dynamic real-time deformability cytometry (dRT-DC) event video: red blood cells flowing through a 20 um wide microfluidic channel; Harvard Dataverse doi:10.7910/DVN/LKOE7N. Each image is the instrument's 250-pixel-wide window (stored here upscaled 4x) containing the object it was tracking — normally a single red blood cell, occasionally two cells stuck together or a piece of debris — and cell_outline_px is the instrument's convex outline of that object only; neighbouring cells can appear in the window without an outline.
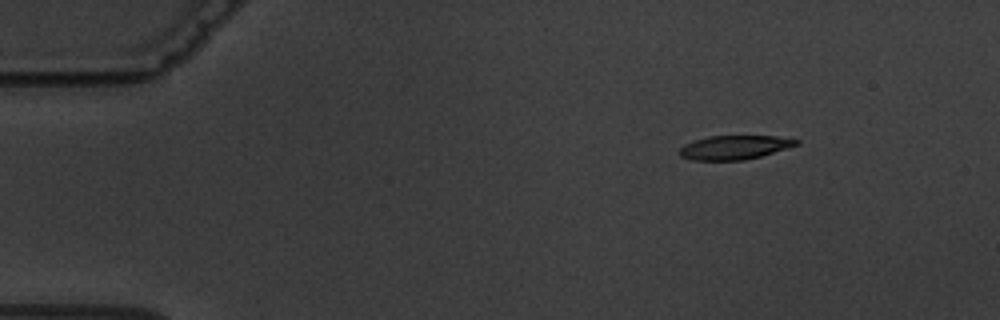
{"species": "common noctule bat (a hibernating species)", "species_latin": "Nyctalus noctula", "temperature_condition": "warm", "stored_images_in_passage": 6, "camera_frame_rate_fps": 3000, "um_per_image_px": 0.085, "animal": {"sex": "male", "body_mass_g": 19.5, "forearm_length_mm": 54.6}, "frame": {"image": 1, "passage_image": 1, "time_ms": 0.0, "image_size_px": [1000, 320], "cell_outline_px": [[800, 144], [788, 148], [760, 156], [744, 160], [692, 160], [680, 156], [680, 148], [684, 144], [708, 136], [776, 136], [800, 140]], "centroid_in_image_um": [62.45, 12.52], "position_along_channel_um": 22.6, "area_um2": 16.24}}
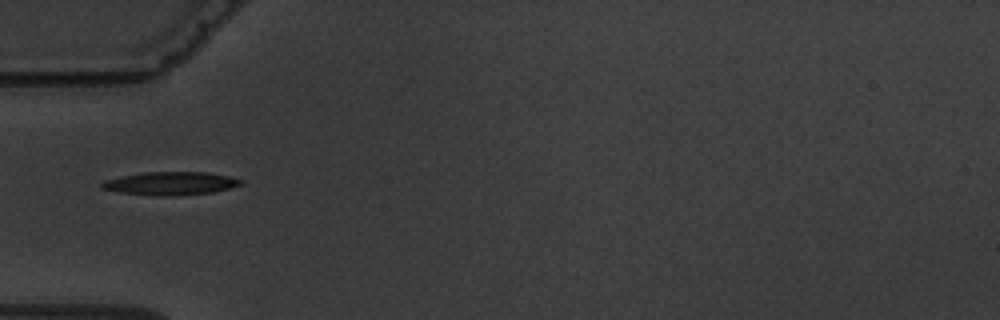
{"frame": {"image": 2, "passage_image": 4, "time_ms": 3.667, "image_size_px": [1000, 320], "cell_outline_px": [[244, 184], [212, 192], [172, 196], [156, 196], [120, 192], [100, 188], [100, 184], [104, 180], [120, 176], [144, 172], [208, 172], [228, 176], [244, 180]], "centroid_in_image_um": [14.49, 15.58], "position_along_channel_um": 70.5, "area_um2": 18.84}}
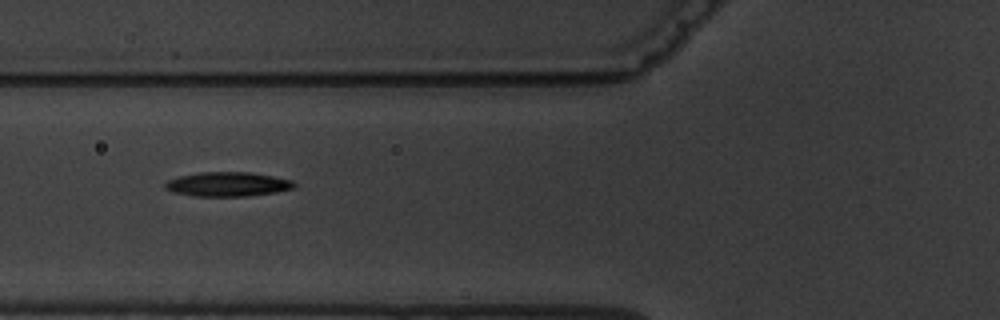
{"frame": {"image": 3, "passage_image": 5, "time_ms": 4.667, "image_size_px": [1000, 320], "cell_outline_px": [[296, 184], [292, 188], [276, 192], [248, 196], [192, 196], [176, 192], [164, 188], [164, 184], [168, 180], [180, 176], [200, 172], [248, 172], [272, 176], [292, 180]], "centroid_in_image_um": [19.34, 15.66], "position_along_channel_um": 106.5, "area_um2": 18.15}}